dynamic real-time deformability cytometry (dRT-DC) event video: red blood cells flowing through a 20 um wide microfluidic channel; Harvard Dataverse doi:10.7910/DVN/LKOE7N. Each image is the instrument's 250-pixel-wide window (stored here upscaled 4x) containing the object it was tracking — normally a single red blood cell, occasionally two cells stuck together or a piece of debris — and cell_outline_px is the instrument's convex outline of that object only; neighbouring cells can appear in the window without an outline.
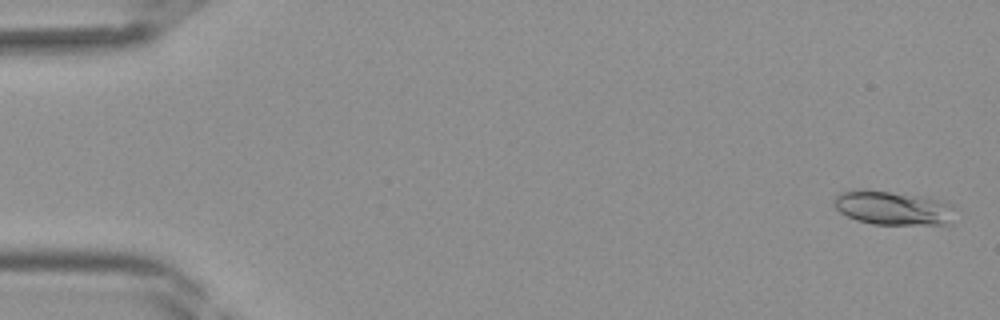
{"species": "Egyptian fruit bat (a non-hibernating species)", "species_latin": "Rousettus aegyptiacus", "temperature_condition": "room temperature", "stored_images_in_passage": 40, "camera_frame_rate_fps": 3000, "um_per_image_px": 0.085, "frame": {"image": 1, "passage_image": 1, "time_ms": 0.0, "image_size_px": [1000, 320], "cell_outline_px": [[956, 204], [952, 224], [872, 224], [856, 220], [840, 212], [832, 204], [832, 200], [836, 196], [852, 188], [864, 188], [928, 196], [948, 200]], "centroid_in_image_um": [75.97, 17.64], "position_along_channel_um": 9.0, "area_um2": 25.03}}
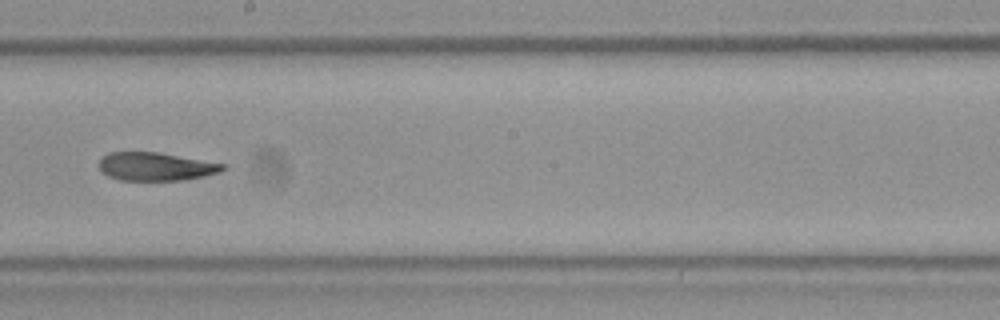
{"frame": {"image": 2, "passage_image": 23, "time_ms": 7.333, "image_size_px": [1000, 320], "cell_outline_px": [[228, 168], [220, 172], [204, 176], [184, 180], [120, 180], [108, 176], [100, 168], [100, 156], [108, 152], [156, 152], [228, 164]], "centroid_in_image_um": [13.28, 14.15], "position_along_channel_um": 234.9, "area_um2": 20.46}}
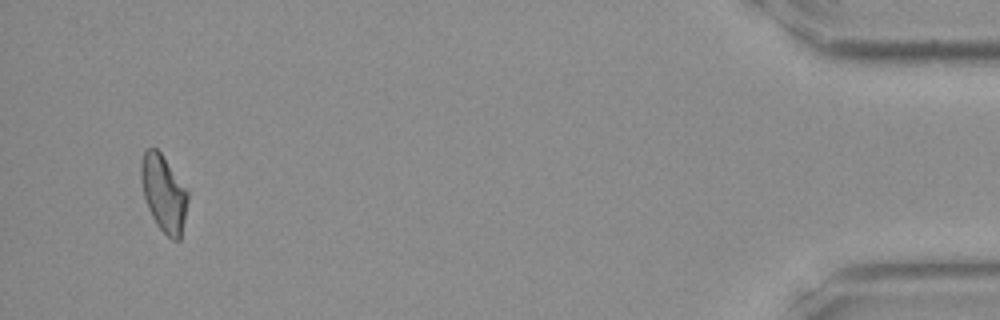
{"frame": {"image": 3, "passage_image": 39, "time_ms": 12.667, "image_size_px": [1000, 320], "cell_outline_px": [[188, 200], [180, 240], [172, 240], [156, 224], [148, 208], [144, 196], [140, 180], [140, 164], [144, 152], [148, 148], [156, 148], [160, 152], [188, 192]], "centroid_in_image_um": [13.89, 16.44], "position_along_channel_um": 421.3, "area_um2": 20.58}}